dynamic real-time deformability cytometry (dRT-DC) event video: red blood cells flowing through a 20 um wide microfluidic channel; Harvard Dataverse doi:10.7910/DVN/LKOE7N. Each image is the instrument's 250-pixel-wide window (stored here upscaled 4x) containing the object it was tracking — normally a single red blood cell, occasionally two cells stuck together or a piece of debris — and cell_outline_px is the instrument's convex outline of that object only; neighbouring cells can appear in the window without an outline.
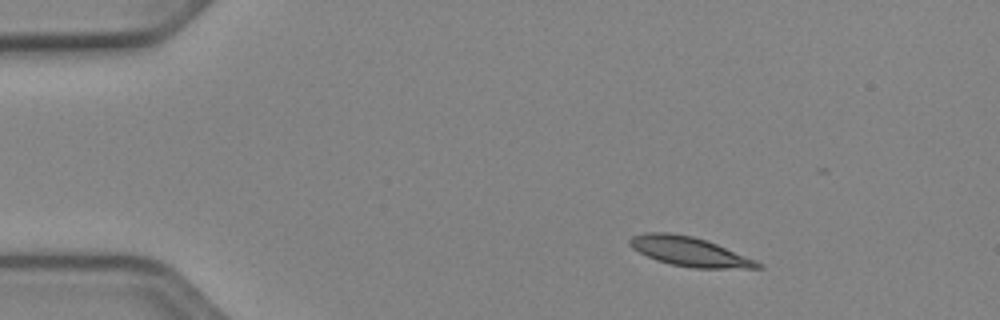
{"species": "Egyptian fruit bat (a non-hibernating species)", "species_latin": "Rousettus aegyptiacus", "temperature_condition": "cold", "stored_images_in_passage": 46, "camera_frame_rate_fps": 3000, "um_per_image_px": 0.085, "animal": {"sex": "female"}, "frame": {"image": 1, "passage_image": 1, "time_ms": 0.0, "image_size_px": [1000, 320], "cell_outline_px": [[764, 268], [692, 268], [672, 264], [656, 260], [632, 248], [628, 244], [628, 240], [632, 236], [644, 232], [668, 232], [692, 236], [716, 244], [756, 260], [764, 264]], "centroid_in_image_um": [58.59, 21.38], "position_along_channel_um": 26.4, "area_um2": 21.73}}
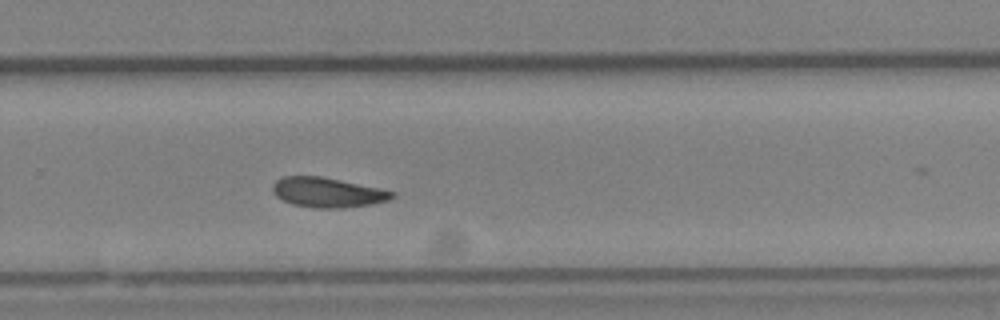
{"frame": {"image": 2, "passage_image": 28, "time_ms": 9.0, "image_size_px": [1000, 320], "cell_outline_px": [[396, 196], [388, 200], [372, 204], [344, 208], [312, 208], [292, 204], [276, 196], [272, 192], [272, 184], [276, 180], [284, 176], [320, 176], [380, 188], [396, 192]], "centroid_in_image_um": [27.84, 16.36], "position_along_channel_um": 302.0, "area_um2": 20.87}}
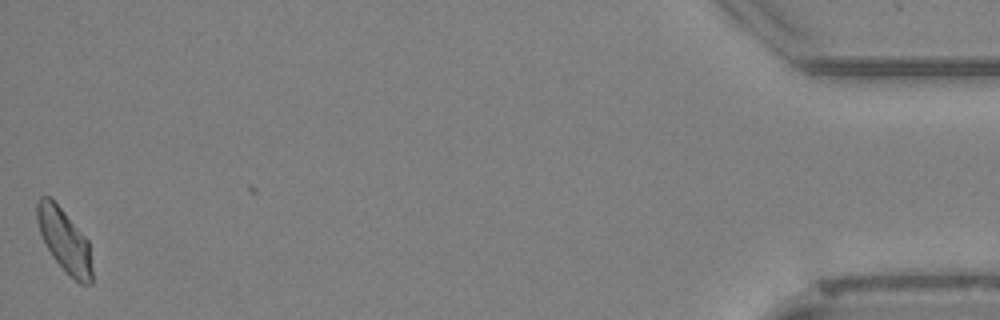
{"frame": {"image": 3, "passage_image": 45, "time_ms": 14.667, "image_size_px": [1000, 320], "cell_outline_px": [[92, 284], [80, 284], [68, 276], [64, 272], [52, 256], [40, 232], [36, 220], [36, 204], [40, 196], [48, 196], [60, 208], [88, 240], [92, 268]], "centroid_in_image_um": [5.48, 20.49], "position_along_channel_um": 429.7, "area_um2": 20.11}, "authors_computed_cell_mechanics": {"area_um2": 20.7502, "velocity_mm_per_s": 3.869, "shape_relaxation_time_tau1_ms": 4.2878, "shape_relaxation_time_tau2_ms": 3.8722, "deformation_change_tau1": 0.1147, "deformation_change_tau2": 0.0838}}